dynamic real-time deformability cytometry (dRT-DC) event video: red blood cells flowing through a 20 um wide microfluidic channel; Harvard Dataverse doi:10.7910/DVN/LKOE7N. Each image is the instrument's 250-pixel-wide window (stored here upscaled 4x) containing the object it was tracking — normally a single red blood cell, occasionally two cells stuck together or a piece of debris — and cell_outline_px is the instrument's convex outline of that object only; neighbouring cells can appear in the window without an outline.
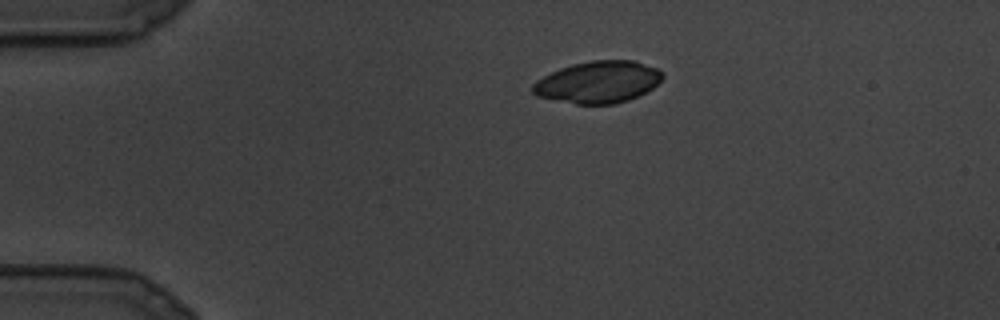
{"species": "common noctule bat (a hibernating species)", "species_latin": "Nyctalus noctula", "temperature_condition": "cold", "stored_images_in_passage": 9, "camera_frame_rate_fps": 3000, "um_per_image_px": 0.085, "animal": {"sex": "male", "body_mass_g": 19.5, "forearm_length_mm": 54.6}, "frame": {"image": 1, "passage_image": 1, "time_ms": 0.0, "image_size_px": [1000, 320], "cell_outline_px": [[664, 76], [652, 88], [628, 100], [616, 104], [576, 104], [536, 96], [532, 92], [532, 84], [536, 80], [560, 68], [572, 64], [592, 60], [632, 60], [656, 68], [664, 72]], "centroid_in_image_um": [50.82, 6.97], "position_along_channel_um": 34.2, "area_um2": 31.56}}